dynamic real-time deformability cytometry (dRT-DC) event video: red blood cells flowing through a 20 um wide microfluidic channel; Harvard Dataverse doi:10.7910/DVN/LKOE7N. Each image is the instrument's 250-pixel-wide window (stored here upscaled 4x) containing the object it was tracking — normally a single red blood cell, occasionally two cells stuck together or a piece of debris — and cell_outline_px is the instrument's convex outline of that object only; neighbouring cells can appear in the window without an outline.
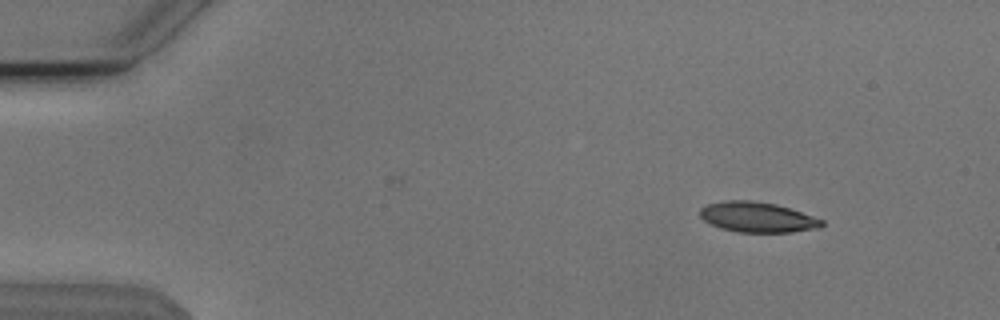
{"species": "Egyptian fruit bat (a non-hibernating species)", "species_latin": "Rousettus aegyptiacus", "temperature_condition": "cold", "stored_images_in_passage": 39, "camera_frame_rate_fps": 3000, "um_per_image_px": 0.085, "animal": {"sex": "male"}, "frame": {"image": 1, "passage_image": 1, "time_ms": 0.0, "image_size_px": [1000, 320], "cell_outline_px": [[824, 224], [820, 228], [792, 232], [736, 232], [720, 228], [704, 220], [700, 216], [700, 208], [708, 204], [724, 200], [752, 200], [776, 204], [824, 220]], "centroid_in_image_um": [64.37, 18.46], "position_along_channel_um": 20.6, "area_um2": 21.44}}
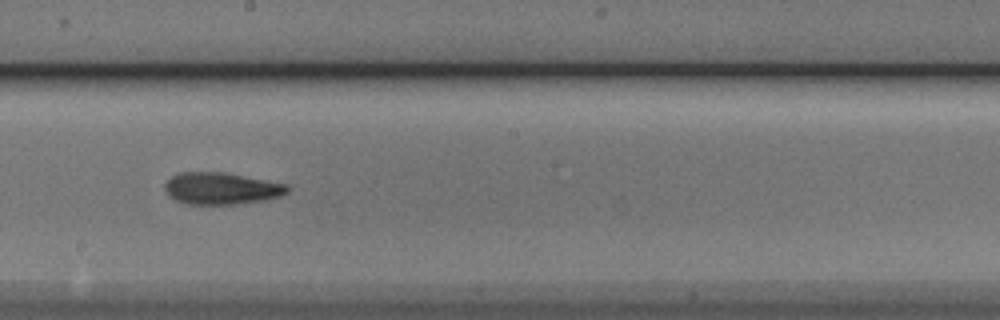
{"frame": {"image": 2, "passage_image": 25, "time_ms": 8.0, "image_size_px": [1000, 320], "cell_outline_px": [[288, 192], [280, 196], [268, 200], [236, 204], [188, 204], [176, 200], [168, 196], [164, 188], [164, 184], [172, 176], [180, 172], [224, 172], [288, 184]], "centroid_in_image_um": [18.82, 16.02], "position_along_channel_um": 229.4, "area_um2": 22.89}}
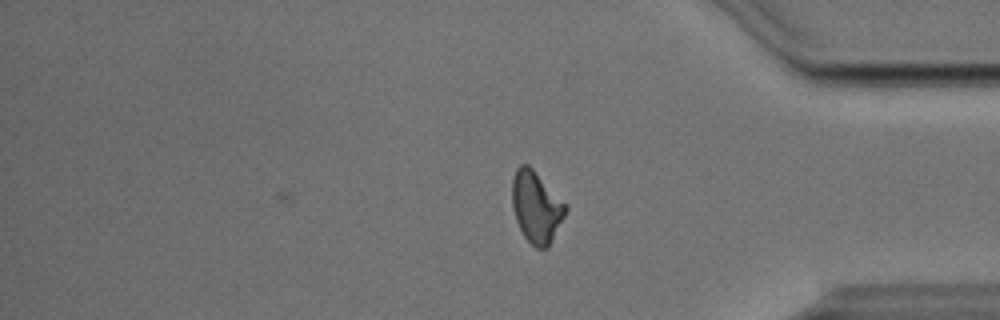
{"frame": {"image": 3, "passage_image": 39, "time_ms": 12.667, "image_size_px": [1000, 320], "cell_outline_px": [[568, 208], [548, 248], [536, 248], [524, 236], [516, 220], [512, 208], [512, 180], [516, 168], [520, 164], [528, 164], [568, 204]], "centroid_in_image_um": [45.59, 17.57], "position_along_channel_um": 389.6, "area_um2": 22.31}, "authors_computed_cell_mechanics": {"area_um2": 22.3686, "velocity_mm_per_s": 3.8129, "shape_relaxation_time_tau1_ms": 5.876, "shape_relaxation_time_tau2_ms": 5.0042, "deformation_change_tau1": 0.1679, "deformation_change_tau2": 0.1271}}